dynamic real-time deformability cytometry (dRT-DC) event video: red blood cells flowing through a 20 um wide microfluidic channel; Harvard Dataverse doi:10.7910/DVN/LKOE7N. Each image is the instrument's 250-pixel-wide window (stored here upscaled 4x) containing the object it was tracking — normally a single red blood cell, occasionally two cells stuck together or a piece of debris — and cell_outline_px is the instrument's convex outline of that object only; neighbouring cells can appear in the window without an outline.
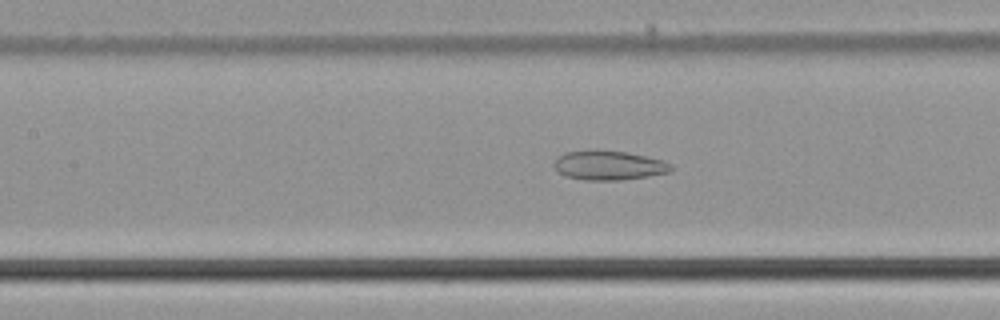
{"species": "common noctule bat (a hibernating species)", "species_latin": "Nyctalus noctula", "temperature_condition": "cold", "stored_images_in_passage": 55, "camera_frame_rate_fps": 3000, "um_per_image_px": 0.085, "animal": {"sex": "male", "body_mass_g": 21.5, "forearm_length_mm": 52.0}, "frame": {"image": 1, "passage_image": 25, "time_ms": 8.0, "image_size_px": [1000, 320], "cell_outline_px": [[672, 168], [668, 172], [648, 176], [624, 180], [584, 180], [564, 176], [556, 172], [552, 164], [564, 152], [592, 148], [596, 148], [628, 152], [660, 160], [672, 164]], "centroid_in_image_um": [51.66, 14.03], "position_along_channel_um": 155.7, "area_um2": 20.46}}
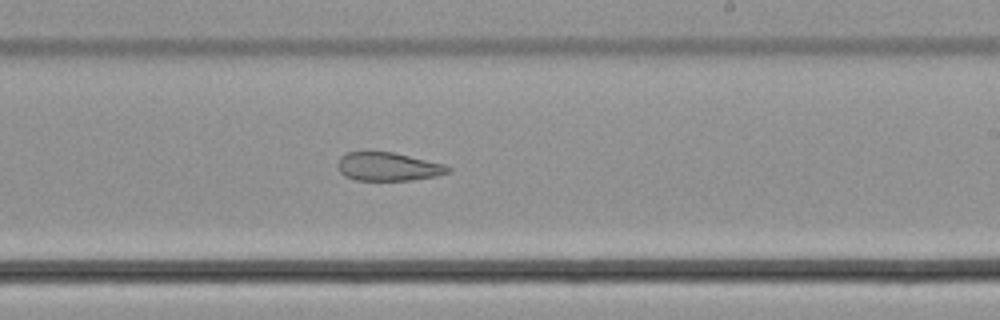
{"frame": {"image": 2, "passage_image": 33, "time_ms": 10.667, "image_size_px": [1000, 320], "cell_outline_px": [[452, 172], [436, 176], [412, 180], [356, 180], [344, 176], [340, 172], [340, 156], [344, 152], [392, 152], [444, 164], [452, 168]], "centroid_in_image_um": [33.03, 14.17], "position_along_channel_um": 256.0, "area_um2": 18.15}}
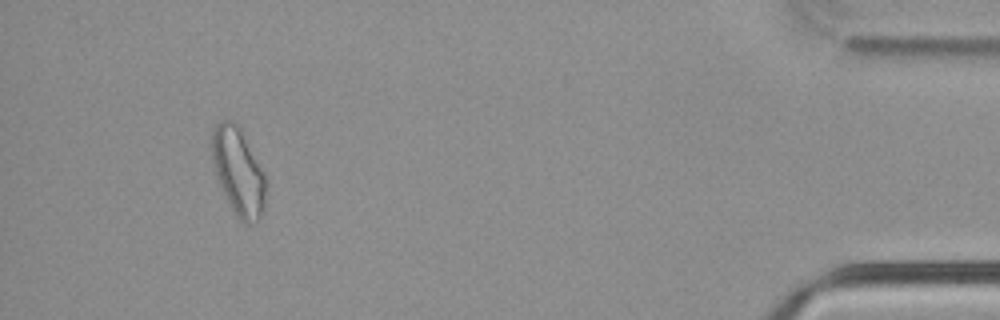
{"frame": {"image": 3, "passage_image": 51, "time_ms": 16.667, "image_size_px": [1000, 320], "cell_outline_px": [[268, 188], [264, 208], [260, 216], [256, 220], [244, 224], [236, 216], [224, 196], [216, 176], [212, 156], [212, 132], [216, 120], [236, 120], [240, 124], [264, 172], [268, 184]], "centroid_in_image_um": [20.28, 14.53], "position_along_channel_um": 414.9, "area_um2": 28.21}, "authors_computed_cell_mechanics": {"area_um2": 25.143, "velocity_mm_per_s": 3.7797, "shape_relaxation_time_tau1_ms": null, "shape_relaxation_time_tau2_ms": 3.5645, "deformation_change_tau1": null, "deformation_change_tau2": 0.1153}}